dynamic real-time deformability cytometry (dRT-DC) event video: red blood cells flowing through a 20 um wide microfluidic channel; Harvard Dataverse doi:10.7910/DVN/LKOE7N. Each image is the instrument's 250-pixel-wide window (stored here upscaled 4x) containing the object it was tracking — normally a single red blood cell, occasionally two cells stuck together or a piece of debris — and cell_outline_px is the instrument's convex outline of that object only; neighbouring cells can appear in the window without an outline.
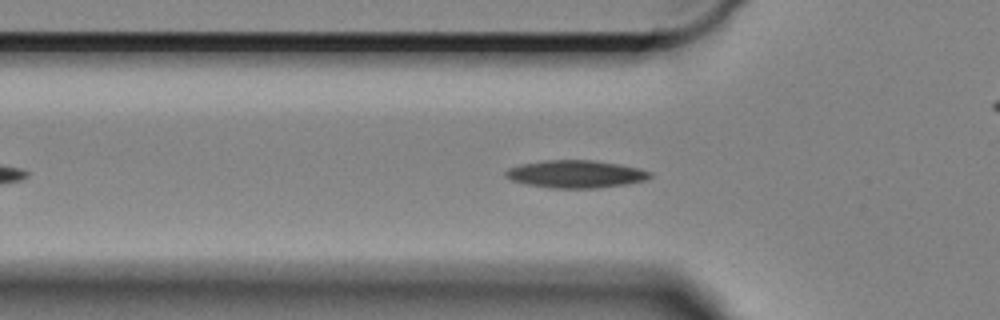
{"species": "Egyptian fruit bat (a non-hibernating species)", "species_latin": "Rousettus aegyptiacus", "temperature_condition": "cold", "stored_images_in_passage": 50, "camera_frame_rate_fps": 3000, "um_per_image_px": 0.085, "animal": {"sex": "female"}, "frame": {"image": 1, "passage_image": 12, "time_ms": 3.667, "image_size_px": [1000, 320], "cell_outline_px": [[652, 176], [644, 180], [628, 184], [600, 188], [552, 188], [524, 184], [512, 180], [504, 176], [504, 172], [508, 168], [520, 164], [544, 160], [592, 160], [616, 164], [636, 168], [652, 172]], "centroid_in_image_um": [48.89, 14.8], "position_along_channel_um": 76.9, "area_um2": 23.24}}
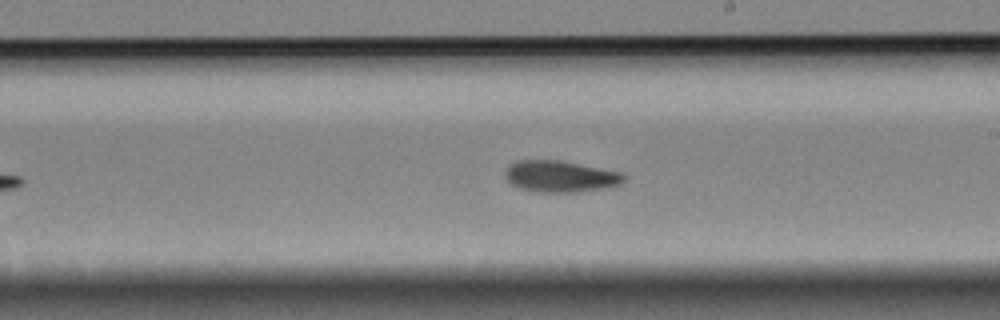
{"frame": {"image": 2, "passage_image": 27, "time_ms": 8.667, "image_size_px": [1000, 320], "cell_outline_px": [[624, 180], [616, 184], [600, 188], [576, 192], [536, 192], [516, 188], [504, 176], [504, 172], [508, 164], [516, 160], [560, 160], [620, 172], [624, 176]], "centroid_in_image_um": [47.5, 14.98], "position_along_channel_um": 241.5, "area_um2": 21.62}}
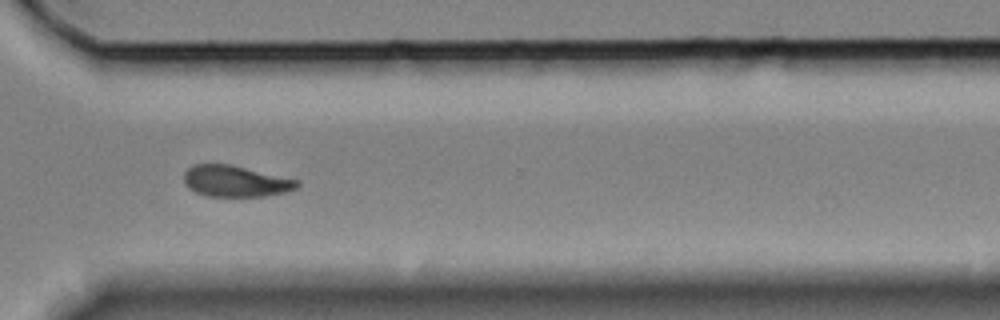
{"frame": {"image": 3, "passage_image": 37, "time_ms": 12.0, "image_size_px": [1000, 320], "cell_outline_px": [[300, 184], [296, 188], [284, 192], [264, 196], [204, 196], [188, 188], [184, 184], [184, 172], [192, 164], [228, 164], [300, 180]], "centroid_in_image_um": [19.98, 15.4], "position_along_channel_um": 350.6, "area_um2": 20.58}, "authors_computed_cell_mechanics": {"area_um2": 21.386, "velocity_mm_per_s": 3.2801, "shape_relaxation_time_tau1_ms": 10.0784, "shape_relaxation_time_tau2_ms": 9.8271, "deformation_change_tau1": 0.1882, "deformation_change_tau2": 0.1513}}